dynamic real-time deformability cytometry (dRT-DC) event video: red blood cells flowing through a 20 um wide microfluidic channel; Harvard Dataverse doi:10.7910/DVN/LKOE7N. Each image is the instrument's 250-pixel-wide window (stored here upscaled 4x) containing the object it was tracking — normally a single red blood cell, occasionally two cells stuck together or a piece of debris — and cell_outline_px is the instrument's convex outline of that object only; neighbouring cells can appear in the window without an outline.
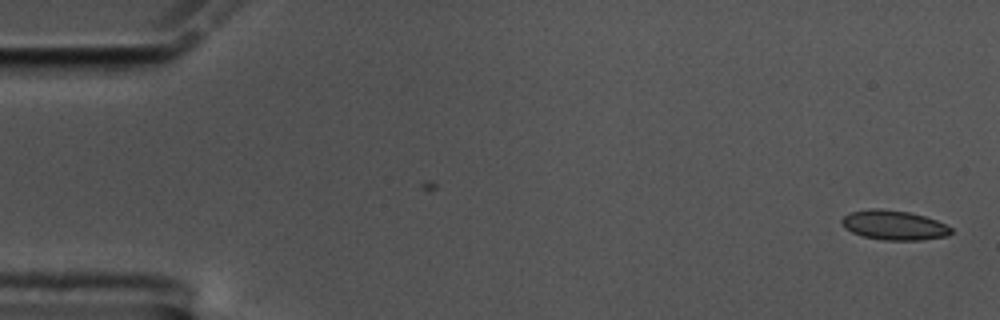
{"species": "common noctule bat (a hibernating species)", "species_latin": "Nyctalus noctula", "temperature_condition": "cold", "stored_images_in_passage": 57, "camera_frame_rate_fps": 3000, "um_per_image_px": 0.085, "animal": {"sex": "male", "body_mass_g": 17.5, "forearm_length_mm": 52.3}, "frame": {"image": 1, "passage_image": 1, "time_ms": 0.0, "image_size_px": [1000, 320], "cell_outline_px": [[952, 232], [948, 236], [920, 240], [884, 240], [864, 236], [852, 232], [844, 228], [840, 224], [840, 220], [848, 212], [872, 208], [880, 208], [908, 212], [924, 216], [936, 220], [952, 228]], "centroid_in_image_um": [75.95, 19.13], "position_along_channel_um": 9.0, "area_um2": 18.9}}
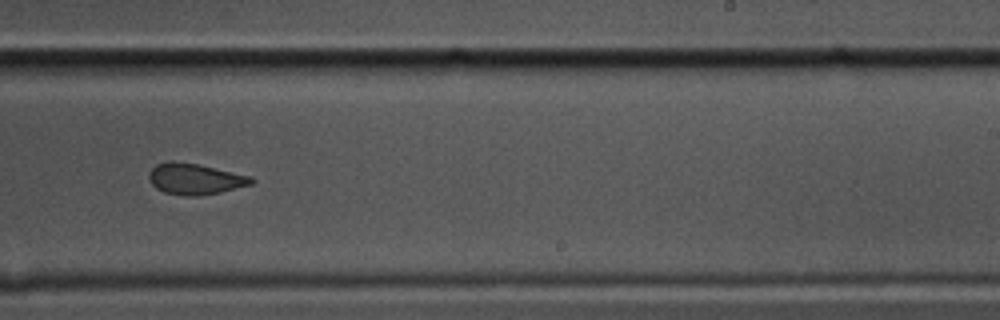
{"frame": {"image": 2, "passage_image": 35, "time_ms": 11.333, "image_size_px": [1000, 320], "cell_outline_px": [[256, 180], [252, 184], [220, 192], [200, 196], [188, 196], [164, 192], [156, 188], [152, 184], [148, 176], [152, 168], [156, 164], [168, 160], [172, 160], [196, 164], [252, 176]], "centroid_in_image_um": [16.58, 15.21], "position_along_channel_um": 272.4, "area_um2": 18.5}}
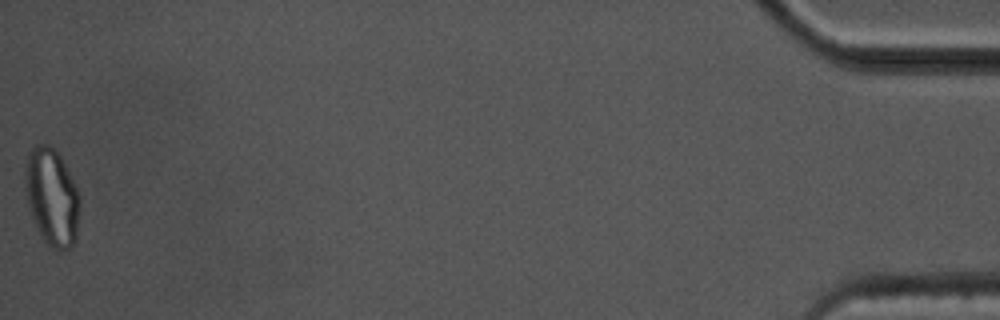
{"frame": {"image": 3, "passage_image": 57, "time_ms": 18.667, "image_size_px": [1000, 320], "cell_outline_px": [[80, 204], [76, 240], [72, 248], [52, 248], [44, 244], [36, 228], [24, 192], [24, 168], [28, 152], [36, 144], [48, 144], [60, 156], [80, 196]], "centroid_in_image_um": [4.38, 16.76], "position_along_channel_um": 430.8, "area_um2": 31.27}, "authors_computed_cell_mechanics": {"area_um2": 18.8428, "velocity_mm_per_s": 3.4879, "shape_relaxation_time_tau1_ms": 5.7939, "shape_relaxation_time_tau2_ms": 1.4708, "deformation_change_tau1": 0.1071, "deformation_change_tau2": 0.0629}}